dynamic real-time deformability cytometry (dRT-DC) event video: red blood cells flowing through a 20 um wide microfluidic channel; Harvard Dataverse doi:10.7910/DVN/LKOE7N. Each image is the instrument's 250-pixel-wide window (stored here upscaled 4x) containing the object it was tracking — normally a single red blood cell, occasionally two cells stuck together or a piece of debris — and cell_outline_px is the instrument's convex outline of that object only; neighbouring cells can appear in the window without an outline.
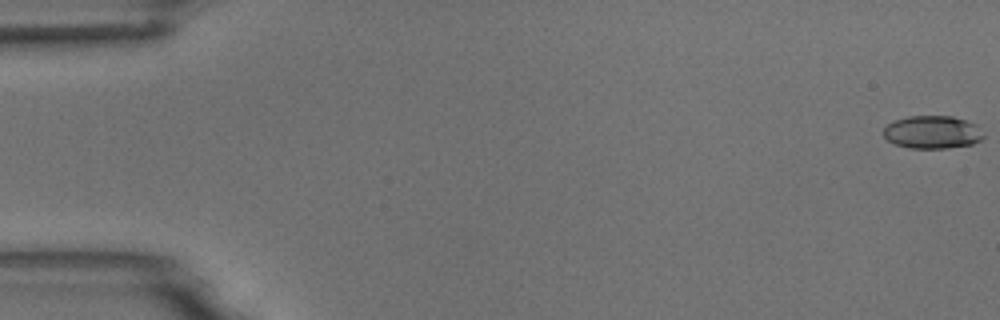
{"species": "common noctule bat (a hibernating species)", "species_latin": "Nyctalus noctula", "temperature_condition": "room temperature", "stored_images_in_passage": 10, "camera_frame_rate_fps": 3000, "um_per_image_px": 0.085, "animal": {"sex": "male", "body_mass_g": 18.8}, "frame": {"image": 1, "passage_image": 1, "time_ms": 0.0, "image_size_px": [1000, 320], "cell_outline_px": [[984, 136], [980, 140], [972, 144], [948, 148], [908, 148], [896, 144], [888, 140], [884, 136], [884, 128], [892, 120], [908, 116], [952, 116], [976, 124]], "centroid_in_image_um": [79.23, 11.23], "position_along_channel_um": 5.8, "area_um2": 19.13}}
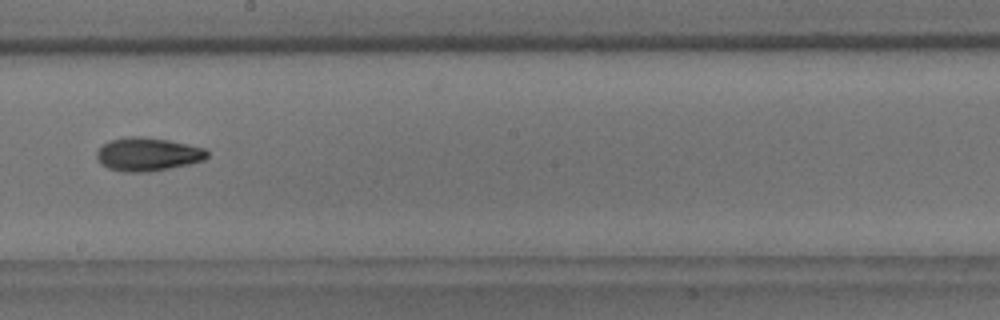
{"frame": {"image": 2, "passage_image": 10, "time_ms": 3.0, "image_size_px": [1000, 320], "cell_outline_px": [[208, 156], [204, 160], [188, 164], [148, 172], [124, 172], [108, 168], [100, 164], [96, 156], [96, 152], [104, 144], [112, 140], [128, 136], [144, 136], [168, 140], [204, 148], [208, 152]], "centroid_in_image_um": [12.53, 13.11], "position_along_channel_um": 235.7, "area_um2": 21.39}}